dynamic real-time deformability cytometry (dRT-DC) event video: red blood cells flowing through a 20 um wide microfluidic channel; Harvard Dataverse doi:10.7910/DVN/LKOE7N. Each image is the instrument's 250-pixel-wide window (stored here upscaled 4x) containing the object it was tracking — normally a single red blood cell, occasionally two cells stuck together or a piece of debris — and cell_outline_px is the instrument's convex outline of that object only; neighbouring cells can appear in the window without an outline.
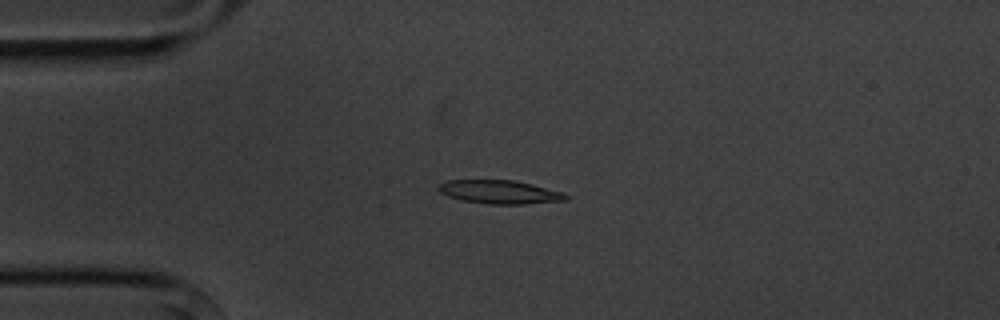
{"species": "common noctule bat (a hibernating species)", "species_latin": "Nyctalus noctula", "temperature_condition": "cold", "stored_images_in_passage": 12, "camera_frame_rate_fps": 3000, "um_per_image_px": 0.085, "animal": {"sex": "male", "body_mass_g": 20.1, "forearm_length_mm": 53.5}, "frame": {"image": 1, "passage_image": 3, "time_ms": 3.333, "image_size_px": [1000, 320], "cell_outline_px": [[568, 200], [524, 204], [488, 204], [460, 200], [448, 196], [440, 192], [436, 188], [440, 184], [448, 180], [512, 180], [532, 184], [564, 192], [568, 196]], "centroid_in_image_um": [42.48, 16.32], "position_along_channel_um": 42.5, "area_um2": 17.51}}
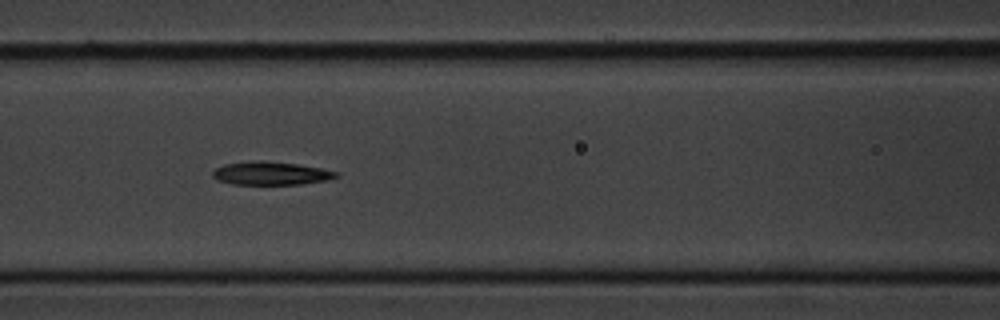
{"frame": {"image": 2, "passage_image": 6, "time_ms": 6.667, "image_size_px": [1000, 320], "cell_outline_px": [[340, 176], [328, 180], [300, 184], [232, 184], [216, 180], [212, 176], [212, 172], [216, 168], [224, 164], [256, 160], [264, 160], [296, 164], [324, 168], [340, 172]], "centroid_in_image_um": [23.06, 14.72], "position_along_channel_um": 143.5, "area_um2": 16.94}}
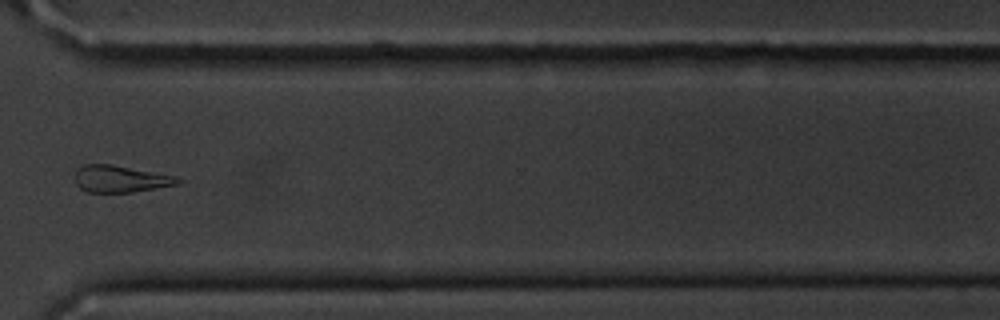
{"frame": {"image": 3, "passage_image": 11, "time_ms": 12.667, "image_size_px": [1000, 320], "cell_outline_px": [[184, 180], [180, 184], [132, 192], [88, 192], [80, 188], [76, 184], [76, 168], [84, 164], [112, 164], [172, 176]], "centroid_in_image_um": [10.21, 15.21], "position_along_channel_um": 360.4, "area_um2": 15.95}, "authors_computed_cell_mechanics": {"area_um2": 16.7042, "velocity_mm_per_s": 3.6204, "shape_relaxation_time_tau1_ms": 2.0476, "shape_relaxation_time_tau2_ms": 8.0197, "deformation_change_tau1": 0.111, "deformation_change_tau2": 0.2187}}